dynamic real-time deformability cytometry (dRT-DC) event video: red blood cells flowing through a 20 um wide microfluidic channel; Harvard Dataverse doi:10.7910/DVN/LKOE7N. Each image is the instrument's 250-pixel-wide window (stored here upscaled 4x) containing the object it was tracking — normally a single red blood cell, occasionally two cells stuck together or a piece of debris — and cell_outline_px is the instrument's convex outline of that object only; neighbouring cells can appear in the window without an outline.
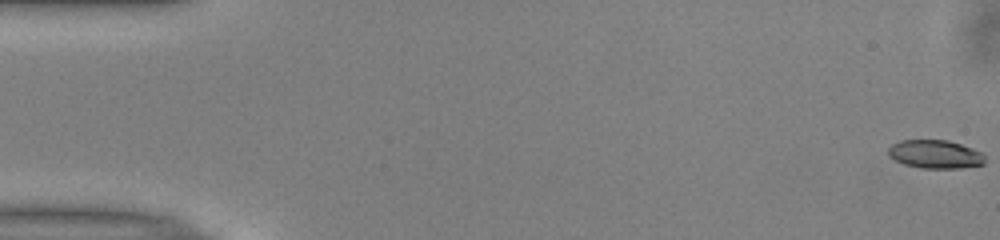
{"species": "common noctule bat (a hibernating species)", "species_latin": "Nyctalus noctula", "temperature_condition": "warm", "stored_images_in_passage": 52, "camera_frame_rate_fps": 3000, "um_per_image_px": 0.085, "animal": {"sex": "male", "body_mass_g": 13.0, "forearm_length_mm": 53.1}, "frame": {"image": 1, "passage_image": 1, "time_ms": 0.0, "image_size_px": [1000, 240], "cell_outline_px": [[984, 164], [960, 168], [920, 168], [904, 164], [888, 156], [888, 148], [892, 144], [900, 140], [948, 140], [972, 148], [980, 152], [984, 156]], "centroid_in_image_um": [79.46, 13.11], "position_along_channel_um": 5.5, "area_um2": 15.95}}
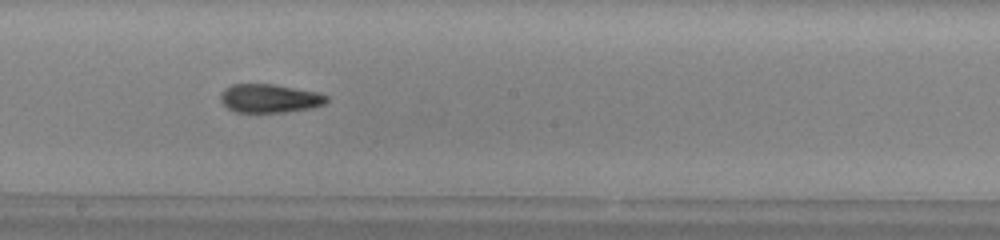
{"frame": {"image": 2, "passage_image": 29, "time_ms": 9.333, "image_size_px": [1000, 240], "cell_outline_px": [[328, 100], [324, 104], [312, 108], [284, 112], [236, 112], [228, 108], [220, 100], [220, 96], [224, 88], [232, 84], [272, 84], [316, 92], [328, 96]], "centroid_in_image_um": [22.9, 8.36], "position_along_channel_um": 225.3, "area_um2": 17.57}}
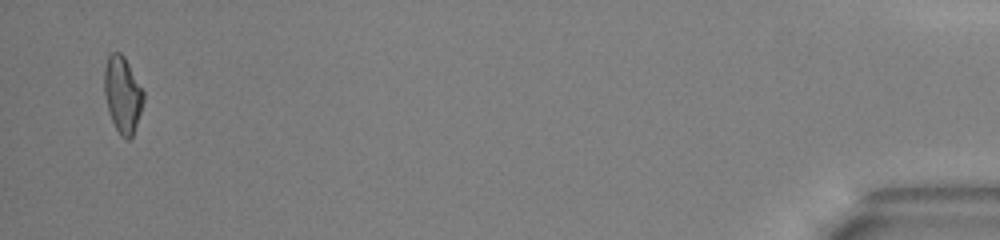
{"frame": {"image": 3, "passage_image": 51, "time_ms": 16.667, "image_size_px": [1000, 240], "cell_outline_px": [[144, 100], [132, 136], [128, 140], [120, 136], [108, 112], [104, 92], [104, 68], [108, 56], [112, 52], [120, 52], [124, 56], [144, 92]], "centroid_in_image_um": [10.4, 8.03], "position_along_channel_um": 424.8, "area_um2": 17.28}, "authors_computed_cell_mechanics": {"area_um2": 17.4556, "velocity_mm_per_s": 3.983, "shape_relaxation_time_tau1_ms": 4.7279, "shape_relaxation_time_tau2_ms": 3.8415, "deformation_change_tau1": 0.1671, "deformation_change_tau2": 0.1219}}